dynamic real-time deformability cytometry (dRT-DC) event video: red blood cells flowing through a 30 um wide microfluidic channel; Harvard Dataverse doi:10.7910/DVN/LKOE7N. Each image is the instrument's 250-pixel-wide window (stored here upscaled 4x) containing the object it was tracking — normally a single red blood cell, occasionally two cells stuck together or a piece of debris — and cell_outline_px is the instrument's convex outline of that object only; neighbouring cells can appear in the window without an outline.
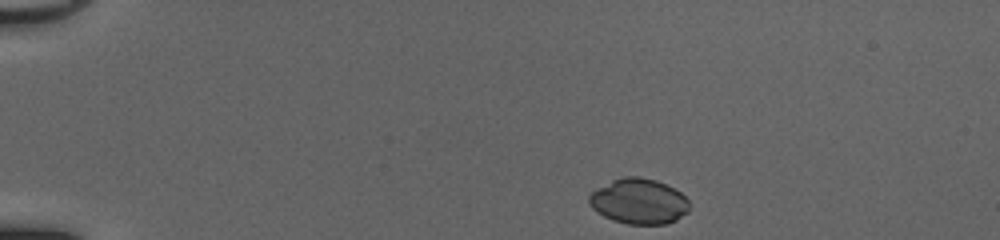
{"species": "common noctule bat (a hibernating species)", "species_latin": "Nyctalus noctula", "temperature_condition": "cold", "stored_images_in_passage": 33, "camera_frame_rate_fps": 3000, "um_per_image_px": 0.085, "animal": {"sex": "female", "body_mass_g": 20.0, "forearm_length_mm": 54.0}, "frame": {"image": 1, "passage_image": 1, "time_ms": 0.0, "image_size_px": [1000, 240], "cell_outline_px": [[688, 212], [676, 220], [668, 224], [628, 224], [612, 220], [604, 216], [592, 208], [588, 200], [588, 196], [596, 188], [612, 180], [624, 176], [636, 176], [656, 180], [680, 192], [688, 200]], "centroid_in_image_um": [54.28, 17.12], "position_along_channel_um": 30.7, "area_um2": 26.47}}
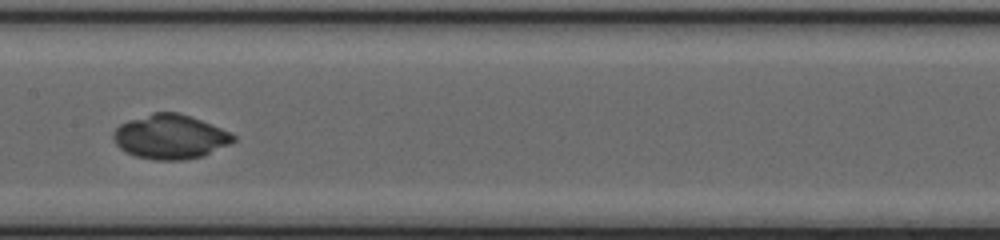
{"frame": {"image": 2, "passage_image": 19, "time_ms": 6.0, "image_size_px": [1000, 240], "cell_outline_px": [[236, 140], [204, 156], [184, 160], [156, 160], [136, 156], [124, 152], [116, 144], [112, 136], [112, 132], [120, 124], [128, 120], [152, 112], [176, 112], [192, 116], [220, 128], [236, 136]], "centroid_in_image_um": [14.44, 11.62], "position_along_channel_um": 193.0, "area_um2": 31.1}}
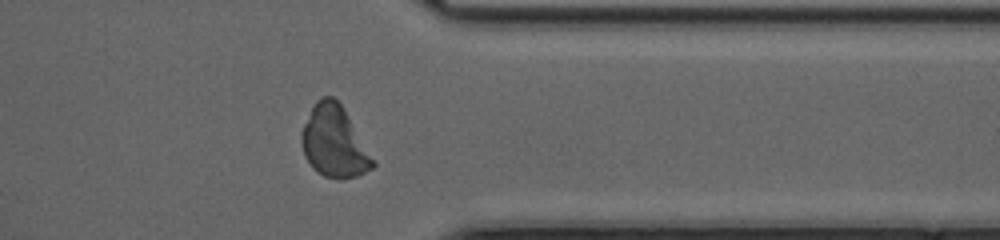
{"frame": {"image": 3, "passage_image": 33, "time_ms": 10.667, "image_size_px": [1000, 240], "cell_outline_px": [[376, 164], [372, 168], [356, 176], [340, 180], [324, 176], [316, 172], [312, 168], [304, 156], [300, 144], [300, 136], [304, 124], [316, 100], [324, 96], [332, 96], [340, 104], [376, 160]], "centroid_in_image_um": [28.4, 12.09], "position_along_channel_um": 383.0, "area_um2": 29.71}, "authors_computed_cell_mechanics": {"area_um2": 29.4202, "velocity_mm_per_s": 4.1581, "shape_relaxation_time_tau1_ms": 6.2387, "shape_relaxation_time_tau2_ms": null, "deformation_change_tau1": 0.281, "deformation_change_tau2": null}}